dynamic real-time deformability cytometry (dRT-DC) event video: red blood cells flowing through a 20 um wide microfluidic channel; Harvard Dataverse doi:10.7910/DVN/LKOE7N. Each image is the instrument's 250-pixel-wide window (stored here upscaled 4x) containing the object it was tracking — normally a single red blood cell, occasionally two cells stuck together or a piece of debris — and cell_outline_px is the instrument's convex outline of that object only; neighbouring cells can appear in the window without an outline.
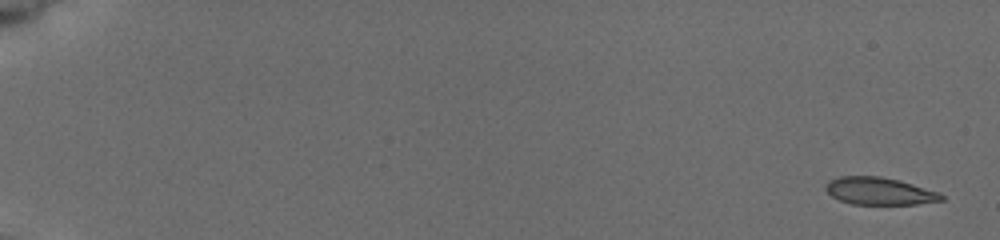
{"species": "common noctule bat (a hibernating species)", "species_latin": "Nyctalus noctula", "temperature_condition": "cold", "stored_images_in_passage": 9, "camera_frame_rate_fps": 3000, "um_per_image_px": 0.085, "animal": {"sex": "female", "body_mass_g": 19.5, "forearm_length_mm": 54.1}, "frame": {"image": 1, "passage_image": 1, "time_ms": 0.0, "image_size_px": [1000, 240], "cell_outline_px": [[944, 200], [916, 204], [852, 204], [840, 200], [832, 196], [824, 188], [824, 184], [828, 180], [840, 176], [880, 176], [912, 184], [940, 192], [944, 196]], "centroid_in_image_um": [74.72, 16.24], "position_along_channel_um": 10.3, "area_um2": 18.44}}
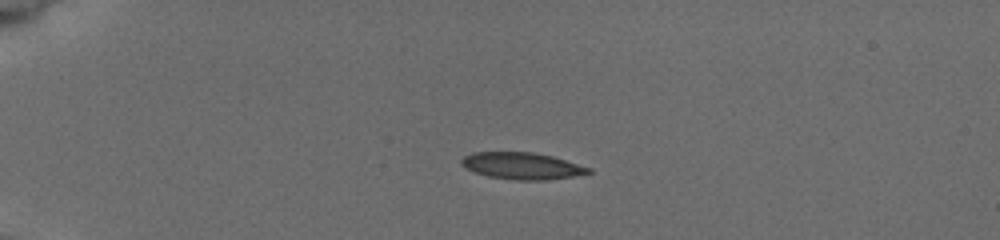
{"frame": {"image": 2, "passage_image": 6, "time_ms": 4.333, "image_size_px": [1000, 240], "cell_outline_px": [[592, 172], [572, 176], [544, 180], [516, 180], [488, 176], [464, 168], [460, 164], [460, 160], [464, 156], [472, 152], [532, 152], [552, 156], [592, 168]], "centroid_in_image_um": [44.34, 14.09], "position_along_channel_um": 40.7, "area_um2": 19.77}}
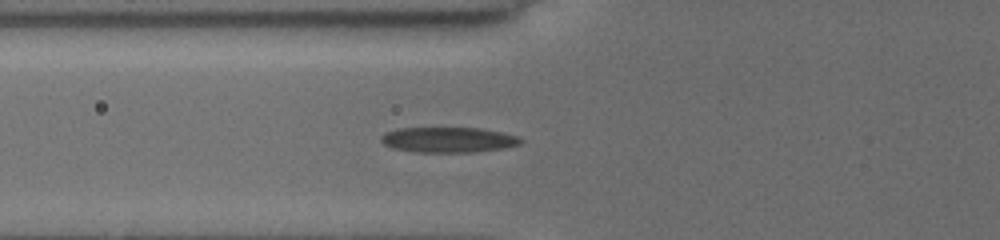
{"frame": {"image": 3, "passage_image": 9, "time_ms": 7.0, "image_size_px": [1000, 240], "cell_outline_px": [[524, 140], [520, 144], [504, 148], [472, 152], [416, 152], [392, 148], [384, 144], [380, 140], [380, 136], [384, 132], [396, 128], [480, 128], [520, 136]], "centroid_in_image_um": [38.09, 11.88], "position_along_channel_um": 87.7, "area_um2": 20.75}}